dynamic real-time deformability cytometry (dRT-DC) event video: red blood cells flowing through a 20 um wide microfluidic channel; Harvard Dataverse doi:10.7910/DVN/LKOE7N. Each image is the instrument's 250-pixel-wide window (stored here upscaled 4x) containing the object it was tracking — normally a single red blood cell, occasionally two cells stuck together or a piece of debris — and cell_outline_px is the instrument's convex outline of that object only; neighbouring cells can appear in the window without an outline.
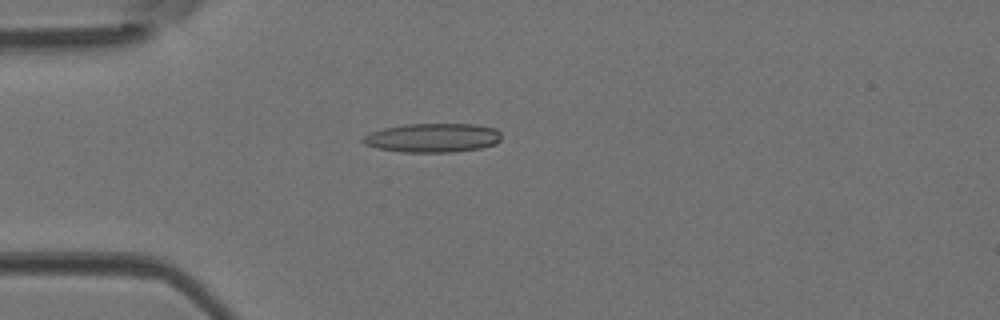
{"species": "Egyptian fruit bat (a non-hibernating species)", "species_latin": "Rousettus aegyptiacus", "temperature_condition": "room temperature", "stored_images_in_passage": 48, "camera_frame_rate_fps": 3000, "um_per_image_px": 0.085, "animal": {"sex": "female"}, "frame": {"image": 1, "passage_image": 13, "time_ms": 4.0, "image_size_px": [1000, 320], "cell_outline_px": [[500, 140], [496, 144], [480, 148], [452, 152], [400, 152], [376, 148], [364, 144], [360, 140], [364, 136], [372, 132], [384, 128], [404, 124], [472, 124], [496, 128], [500, 132]], "centroid_in_image_um": [36.77, 11.71], "position_along_channel_um": 48.2, "area_um2": 23.47}}
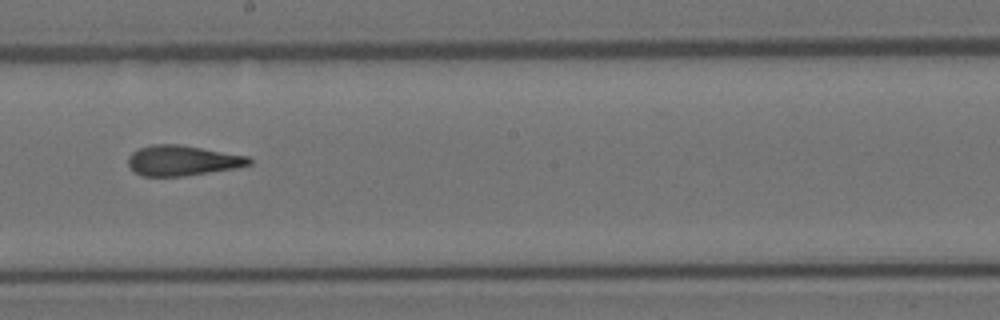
{"frame": {"image": 2, "passage_image": 27, "time_ms": 8.667, "image_size_px": [1000, 320], "cell_outline_px": [[252, 164], [236, 168], [184, 176], [140, 176], [128, 164], [128, 156], [132, 152], [140, 148], [152, 144], [180, 144], [248, 156], [252, 160]], "centroid_in_image_um": [15.51, 13.64], "position_along_channel_um": 232.7, "area_um2": 21.33}}
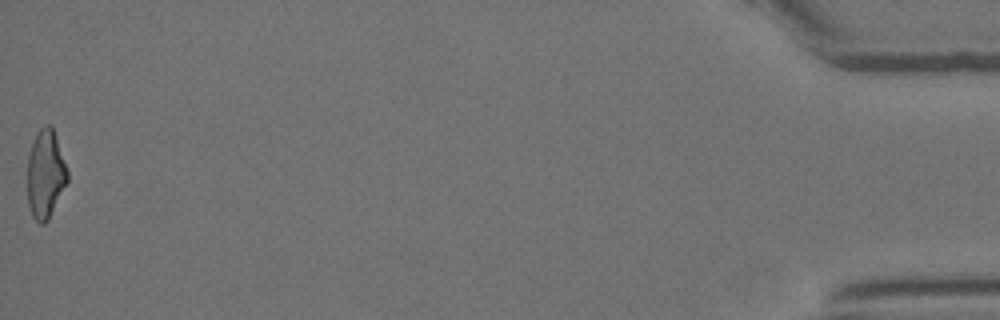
{"frame": {"image": 3, "passage_image": 48, "time_ms": 15.667, "image_size_px": [1000, 320], "cell_outline_px": [[68, 180], [48, 220], [44, 224], [40, 224], [32, 216], [28, 204], [28, 156], [36, 132], [44, 124], [52, 124], [68, 172]], "centroid_in_image_um": [3.86, 14.78], "position_along_channel_um": 431.3, "area_um2": 20.58}, "authors_computed_cell_mechanics": {"area_um2": 21.675, "velocity_mm_per_s": 4.2613, "shape_relaxation_time_tau1_ms": 6.9672, "shape_relaxation_time_tau2_ms": 2.2093, "deformation_change_tau1": 0.2388, "deformation_change_tau2": 0.1363}}